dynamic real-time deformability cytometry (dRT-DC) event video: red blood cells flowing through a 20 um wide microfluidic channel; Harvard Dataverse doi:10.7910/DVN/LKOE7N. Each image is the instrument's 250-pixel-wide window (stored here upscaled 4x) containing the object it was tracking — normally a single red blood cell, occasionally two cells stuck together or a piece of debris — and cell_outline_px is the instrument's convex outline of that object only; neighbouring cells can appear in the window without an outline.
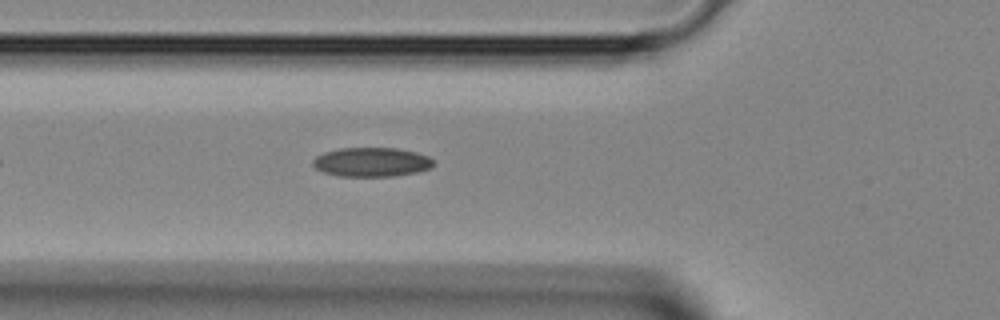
{"species": "Egyptian fruit bat (a non-hibernating species)", "species_latin": "Rousettus aegyptiacus", "temperature_condition": "room temperature", "stored_images_in_passage": 31, "camera_frame_rate_fps": 3000, "um_per_image_px": 0.085, "animal": {"sex": "female"}, "frame": {"image": 1, "passage_image": 6, "time_ms": 1.667, "image_size_px": [1000, 320], "cell_outline_px": [[436, 164], [428, 168], [416, 172], [396, 176], [336, 176], [324, 172], [316, 168], [312, 164], [312, 160], [316, 156], [324, 152], [340, 148], [396, 148], [416, 152], [428, 156]], "centroid_in_image_um": [31.56, 13.77], "position_along_channel_um": 94.2, "area_um2": 20.52}}
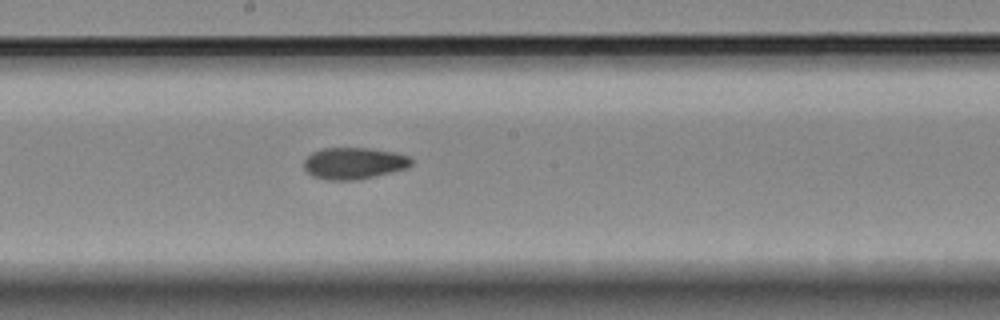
{"frame": {"image": 2, "passage_image": 14, "time_ms": 4.333, "image_size_px": [1000, 320], "cell_outline_px": [[412, 164], [408, 168], [360, 180], [324, 180], [312, 176], [304, 168], [304, 160], [312, 152], [320, 148], [368, 148], [396, 152], [412, 156]], "centroid_in_image_um": [30.11, 13.88], "position_along_channel_um": 218.1, "area_um2": 20.17}}
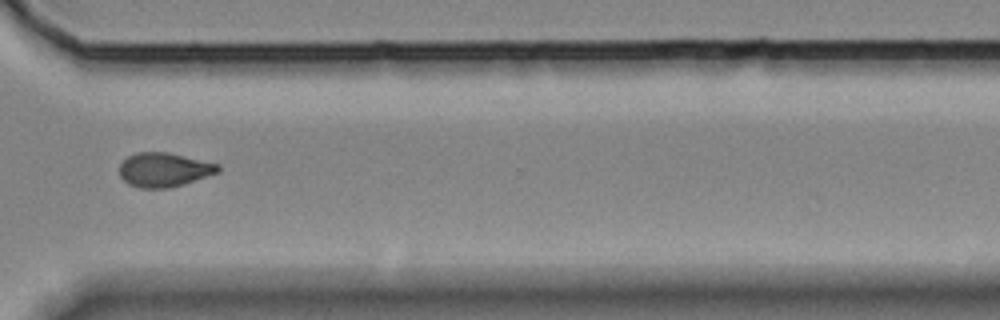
{"frame": {"image": 3, "passage_image": 23, "time_ms": 7.333, "image_size_px": [1000, 320], "cell_outline_px": [[220, 172], [168, 188], [140, 188], [128, 184], [120, 176], [120, 164], [128, 156], [136, 152], [168, 152], [220, 164]], "centroid_in_image_um": [13.94, 14.42], "position_along_channel_um": 356.7, "area_um2": 19.54}}